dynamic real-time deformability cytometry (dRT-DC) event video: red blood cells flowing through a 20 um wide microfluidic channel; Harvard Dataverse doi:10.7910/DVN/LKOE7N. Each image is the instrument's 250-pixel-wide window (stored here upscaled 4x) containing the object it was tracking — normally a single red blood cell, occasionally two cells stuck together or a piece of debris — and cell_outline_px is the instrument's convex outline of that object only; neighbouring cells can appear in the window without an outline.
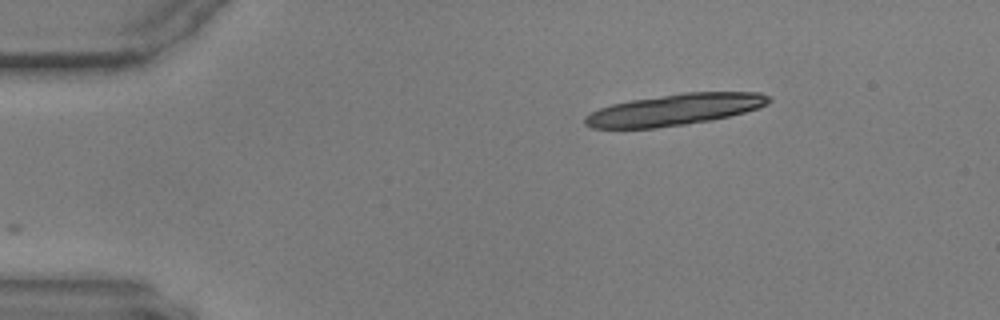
{"species": "common noctule bat (a hibernating species)", "species_latin": "Nyctalus noctula", "temperature_condition": "warm", "stored_images_in_passage": 12, "camera_frame_rate_fps": 3000, "um_per_image_px": 0.085, "animal": {"sex": "male", "body_mass_g": 17.9, "forearm_length_mm": 54.2}, "frame": {"image": 1, "passage_image": 1, "time_ms": 0.0, "image_size_px": [1000, 320], "cell_outline_px": [[772, 100], [768, 104], [760, 108], [728, 116], [708, 120], [684, 124], [656, 128], [592, 128], [584, 124], [584, 116], [600, 108], [612, 104], [632, 100], [684, 92], [760, 92], [772, 96]], "centroid_in_image_um": [57.38, 9.31], "position_along_channel_um": 27.6, "area_um2": 33.52}}